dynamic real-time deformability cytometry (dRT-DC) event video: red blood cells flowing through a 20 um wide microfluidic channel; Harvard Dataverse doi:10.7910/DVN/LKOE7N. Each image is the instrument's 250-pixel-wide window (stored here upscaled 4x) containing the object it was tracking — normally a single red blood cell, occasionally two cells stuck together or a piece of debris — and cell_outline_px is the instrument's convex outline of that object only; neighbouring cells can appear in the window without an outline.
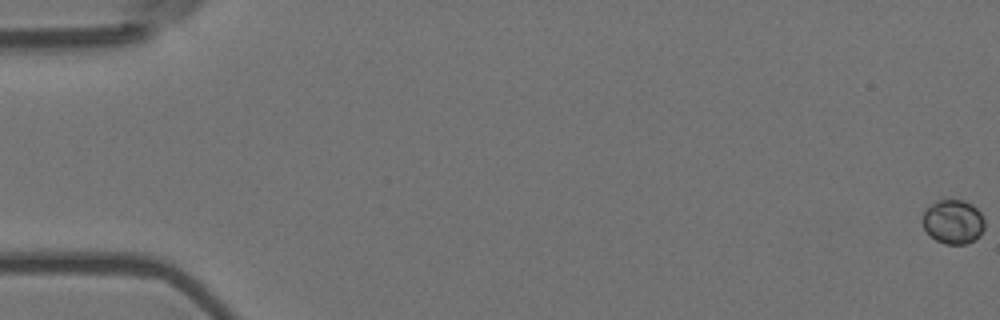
{"species": "Egyptian fruit bat (a non-hibernating species)", "species_latin": "Rousettus aegyptiacus", "temperature_condition": "room temperature", "stored_images_in_passage": 10, "camera_frame_rate_fps": 3000, "um_per_image_px": 0.085, "animal": {"sex": "female"}, "frame": {"image": 1, "passage_image": 1, "time_ms": 0.0, "image_size_px": [1000, 320], "cell_outline_px": [[984, 228], [980, 236], [976, 240], [964, 244], [944, 244], [936, 240], [924, 228], [920, 220], [924, 208], [936, 200], [964, 200], [972, 204], [980, 212], [984, 220]], "centroid_in_image_um": [80.99, 18.84], "position_along_channel_um": 4.0, "area_um2": 16.3}}